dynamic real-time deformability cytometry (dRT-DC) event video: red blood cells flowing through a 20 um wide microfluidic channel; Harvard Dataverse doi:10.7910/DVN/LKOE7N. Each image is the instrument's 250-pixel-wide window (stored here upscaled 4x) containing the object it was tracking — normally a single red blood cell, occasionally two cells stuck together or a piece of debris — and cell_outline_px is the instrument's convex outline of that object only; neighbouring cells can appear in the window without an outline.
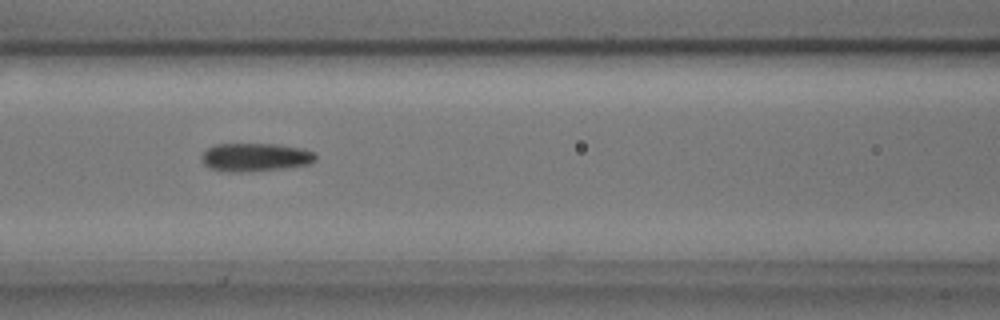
{"species": "common noctule bat (a hibernating species)", "species_latin": "Nyctalus noctula", "temperature_condition": "cold", "stored_images_in_passage": 9, "camera_frame_rate_fps": 3000, "um_per_image_px": 0.085, "animal": {"sex": "male", "body_mass_g": 17.9, "forearm_length_mm": 54.2}, "frame": {"image": 1, "passage_image": 7, "time_ms": 2.0, "image_size_px": [1000, 320], "cell_outline_px": [[316, 160], [308, 164], [284, 168], [252, 172], [220, 172], [208, 168], [200, 160], [200, 156], [208, 148], [216, 144], [276, 144], [304, 148], [312, 152], [316, 156]], "centroid_in_image_um": [21.65, 13.38], "position_along_channel_um": 145.0, "area_um2": 19.13}}
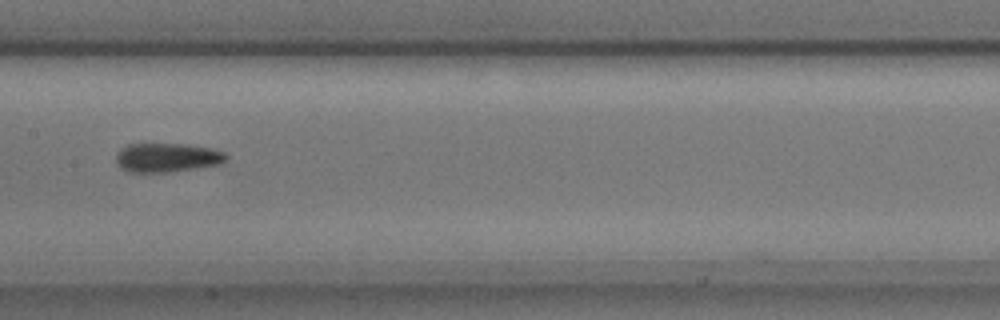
{"frame": {"image": 2, "passage_image": 8, "time_ms": 2.333, "image_size_px": [1000, 320], "cell_outline_px": [[228, 160], [220, 164], [196, 168], [168, 172], [128, 172], [120, 168], [116, 164], [116, 156], [128, 144], [188, 144], [212, 148], [224, 152], [228, 156]], "centroid_in_image_um": [14.24, 13.4], "position_along_channel_um": 193.2, "area_um2": 18.67}}
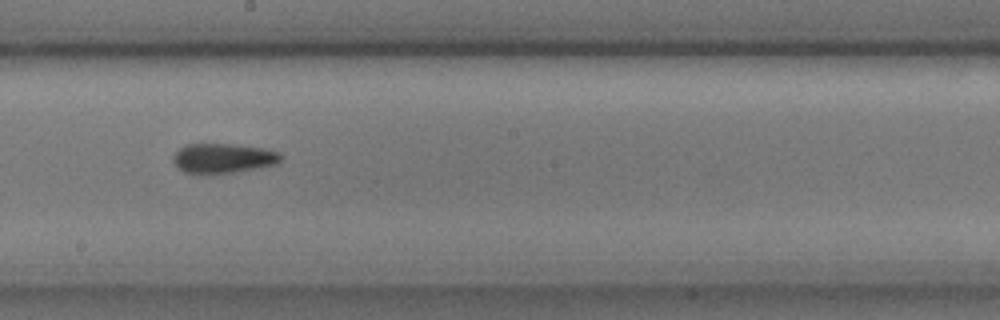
{"frame": {"image": 3, "passage_image": 9, "time_ms": 2.667, "image_size_px": [1000, 320], "cell_outline_px": [[284, 156], [276, 164], [236, 172], [184, 172], [172, 160], [172, 156], [180, 148], [188, 144], [232, 144], [264, 148], [280, 152]], "centroid_in_image_um": [19.02, 13.42], "position_along_channel_um": 229.2, "area_um2": 18.26}}